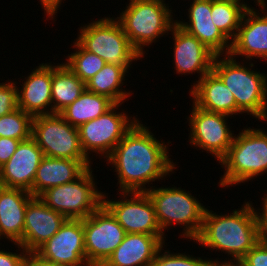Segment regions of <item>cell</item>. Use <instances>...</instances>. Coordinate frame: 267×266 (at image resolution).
Wrapping results in <instances>:
<instances>
[{"label": "cell", "mask_w": 267, "mask_h": 266, "mask_svg": "<svg viewBox=\"0 0 267 266\" xmlns=\"http://www.w3.org/2000/svg\"><path fill=\"white\" fill-rule=\"evenodd\" d=\"M167 143L157 140L139 120L134 124L106 158L115 168L119 192H146L149 184L174 173Z\"/></svg>", "instance_id": "1"}, {"label": "cell", "mask_w": 267, "mask_h": 266, "mask_svg": "<svg viewBox=\"0 0 267 266\" xmlns=\"http://www.w3.org/2000/svg\"><path fill=\"white\" fill-rule=\"evenodd\" d=\"M244 203L223 215L206 208L201 231L193 241L212 251L228 253L231 258L223 263H238L259 242L255 208L250 200Z\"/></svg>", "instance_id": "2"}, {"label": "cell", "mask_w": 267, "mask_h": 266, "mask_svg": "<svg viewBox=\"0 0 267 266\" xmlns=\"http://www.w3.org/2000/svg\"><path fill=\"white\" fill-rule=\"evenodd\" d=\"M223 56L215 55L212 71L232 92L237 108L256 120L267 121V74L252 70L254 63Z\"/></svg>", "instance_id": "3"}, {"label": "cell", "mask_w": 267, "mask_h": 266, "mask_svg": "<svg viewBox=\"0 0 267 266\" xmlns=\"http://www.w3.org/2000/svg\"><path fill=\"white\" fill-rule=\"evenodd\" d=\"M266 131L244 127L237 136L235 134L227 154L219 161L225 170L218 186H236L267 173Z\"/></svg>", "instance_id": "4"}, {"label": "cell", "mask_w": 267, "mask_h": 266, "mask_svg": "<svg viewBox=\"0 0 267 266\" xmlns=\"http://www.w3.org/2000/svg\"><path fill=\"white\" fill-rule=\"evenodd\" d=\"M168 5L162 0H129L125 10L116 18L142 57L146 53L144 46L157 42V38L164 37L165 33L171 34L169 31L176 20Z\"/></svg>", "instance_id": "5"}, {"label": "cell", "mask_w": 267, "mask_h": 266, "mask_svg": "<svg viewBox=\"0 0 267 266\" xmlns=\"http://www.w3.org/2000/svg\"><path fill=\"white\" fill-rule=\"evenodd\" d=\"M181 187L150 186L146 193L153 202L157 223L165 234L169 226L183 225L180 236L194 240L200 233L206 207ZM169 228V229H168Z\"/></svg>", "instance_id": "6"}, {"label": "cell", "mask_w": 267, "mask_h": 266, "mask_svg": "<svg viewBox=\"0 0 267 266\" xmlns=\"http://www.w3.org/2000/svg\"><path fill=\"white\" fill-rule=\"evenodd\" d=\"M76 41L106 63L122 66L127 72L134 61L144 57L132 46L116 18H99L79 28Z\"/></svg>", "instance_id": "7"}, {"label": "cell", "mask_w": 267, "mask_h": 266, "mask_svg": "<svg viewBox=\"0 0 267 266\" xmlns=\"http://www.w3.org/2000/svg\"><path fill=\"white\" fill-rule=\"evenodd\" d=\"M92 167L75 181L47 189L38 197L52 210L67 219H84L103 204V193L97 189Z\"/></svg>", "instance_id": "8"}, {"label": "cell", "mask_w": 267, "mask_h": 266, "mask_svg": "<svg viewBox=\"0 0 267 266\" xmlns=\"http://www.w3.org/2000/svg\"><path fill=\"white\" fill-rule=\"evenodd\" d=\"M31 137L46 157L92 160L82 150L78 128L59 113L33 117Z\"/></svg>", "instance_id": "9"}, {"label": "cell", "mask_w": 267, "mask_h": 266, "mask_svg": "<svg viewBox=\"0 0 267 266\" xmlns=\"http://www.w3.org/2000/svg\"><path fill=\"white\" fill-rule=\"evenodd\" d=\"M121 105L122 103H115L104 114L78 128L82 150L89 159H91L90 152H95L103 156L102 158H107L138 121L134 116L133 118L132 116L129 117L124 110L123 112H117Z\"/></svg>", "instance_id": "10"}, {"label": "cell", "mask_w": 267, "mask_h": 266, "mask_svg": "<svg viewBox=\"0 0 267 266\" xmlns=\"http://www.w3.org/2000/svg\"><path fill=\"white\" fill-rule=\"evenodd\" d=\"M119 194L122 200L113 201V198L107 199V193H103V205L116 218L125 232L155 235L165 243L167 235L162 233L157 223L155 208L148 194L146 192H121Z\"/></svg>", "instance_id": "11"}, {"label": "cell", "mask_w": 267, "mask_h": 266, "mask_svg": "<svg viewBox=\"0 0 267 266\" xmlns=\"http://www.w3.org/2000/svg\"><path fill=\"white\" fill-rule=\"evenodd\" d=\"M190 112L187 117L191 130L190 146L212 154L219 162L227 154L235 136L227 122L230 116L203 110L194 103Z\"/></svg>", "instance_id": "12"}, {"label": "cell", "mask_w": 267, "mask_h": 266, "mask_svg": "<svg viewBox=\"0 0 267 266\" xmlns=\"http://www.w3.org/2000/svg\"><path fill=\"white\" fill-rule=\"evenodd\" d=\"M82 220L87 263L101 266L121 244L126 232L103 204Z\"/></svg>", "instance_id": "13"}, {"label": "cell", "mask_w": 267, "mask_h": 266, "mask_svg": "<svg viewBox=\"0 0 267 266\" xmlns=\"http://www.w3.org/2000/svg\"><path fill=\"white\" fill-rule=\"evenodd\" d=\"M42 258L65 266H89L82 219H67L58 232L35 251Z\"/></svg>", "instance_id": "14"}, {"label": "cell", "mask_w": 267, "mask_h": 266, "mask_svg": "<svg viewBox=\"0 0 267 266\" xmlns=\"http://www.w3.org/2000/svg\"><path fill=\"white\" fill-rule=\"evenodd\" d=\"M267 0L256 4L257 8L250 7L243 15L235 38L231 41L229 55L235 59L241 56L245 60L252 57L267 60ZM262 12V13H261Z\"/></svg>", "instance_id": "15"}, {"label": "cell", "mask_w": 267, "mask_h": 266, "mask_svg": "<svg viewBox=\"0 0 267 266\" xmlns=\"http://www.w3.org/2000/svg\"><path fill=\"white\" fill-rule=\"evenodd\" d=\"M67 218L46 206L39 197L27 205L22 240L18 243L27 252H35L52 238Z\"/></svg>", "instance_id": "16"}, {"label": "cell", "mask_w": 267, "mask_h": 266, "mask_svg": "<svg viewBox=\"0 0 267 266\" xmlns=\"http://www.w3.org/2000/svg\"><path fill=\"white\" fill-rule=\"evenodd\" d=\"M174 40V66L177 74H199L200 80L212 70L215 54L198 38L189 34L176 23L171 28Z\"/></svg>", "instance_id": "17"}, {"label": "cell", "mask_w": 267, "mask_h": 266, "mask_svg": "<svg viewBox=\"0 0 267 266\" xmlns=\"http://www.w3.org/2000/svg\"><path fill=\"white\" fill-rule=\"evenodd\" d=\"M43 157L42 150L32 137L20 141L11 158L0 167V185L30 192Z\"/></svg>", "instance_id": "18"}, {"label": "cell", "mask_w": 267, "mask_h": 266, "mask_svg": "<svg viewBox=\"0 0 267 266\" xmlns=\"http://www.w3.org/2000/svg\"><path fill=\"white\" fill-rule=\"evenodd\" d=\"M192 1L190 8L186 9L189 20H176V24L198 38L215 55H229L231 41L212 22L211 0Z\"/></svg>", "instance_id": "19"}, {"label": "cell", "mask_w": 267, "mask_h": 266, "mask_svg": "<svg viewBox=\"0 0 267 266\" xmlns=\"http://www.w3.org/2000/svg\"><path fill=\"white\" fill-rule=\"evenodd\" d=\"M26 79V80H25ZM17 86L18 108L32 117L52 114V64L41 63Z\"/></svg>", "instance_id": "20"}, {"label": "cell", "mask_w": 267, "mask_h": 266, "mask_svg": "<svg viewBox=\"0 0 267 266\" xmlns=\"http://www.w3.org/2000/svg\"><path fill=\"white\" fill-rule=\"evenodd\" d=\"M191 86L190 97L197 107L231 117L243 114L237 108L232 92L212 70Z\"/></svg>", "instance_id": "21"}, {"label": "cell", "mask_w": 267, "mask_h": 266, "mask_svg": "<svg viewBox=\"0 0 267 266\" xmlns=\"http://www.w3.org/2000/svg\"><path fill=\"white\" fill-rule=\"evenodd\" d=\"M164 242L155 235L126 233L121 244L101 266H153Z\"/></svg>", "instance_id": "22"}, {"label": "cell", "mask_w": 267, "mask_h": 266, "mask_svg": "<svg viewBox=\"0 0 267 266\" xmlns=\"http://www.w3.org/2000/svg\"><path fill=\"white\" fill-rule=\"evenodd\" d=\"M91 164V160L44 156L38 166L30 193L33 197H38L49 188L73 182L90 168Z\"/></svg>", "instance_id": "23"}, {"label": "cell", "mask_w": 267, "mask_h": 266, "mask_svg": "<svg viewBox=\"0 0 267 266\" xmlns=\"http://www.w3.org/2000/svg\"><path fill=\"white\" fill-rule=\"evenodd\" d=\"M33 195L23 189L0 186V240L19 243L23 237L25 212Z\"/></svg>", "instance_id": "24"}, {"label": "cell", "mask_w": 267, "mask_h": 266, "mask_svg": "<svg viewBox=\"0 0 267 266\" xmlns=\"http://www.w3.org/2000/svg\"><path fill=\"white\" fill-rule=\"evenodd\" d=\"M86 89V84L65 63L52 65V114L60 113Z\"/></svg>", "instance_id": "25"}, {"label": "cell", "mask_w": 267, "mask_h": 266, "mask_svg": "<svg viewBox=\"0 0 267 266\" xmlns=\"http://www.w3.org/2000/svg\"><path fill=\"white\" fill-rule=\"evenodd\" d=\"M115 103L108 97L87 89L72 104L59 114L73 127L79 128L86 122L98 118Z\"/></svg>", "instance_id": "26"}, {"label": "cell", "mask_w": 267, "mask_h": 266, "mask_svg": "<svg viewBox=\"0 0 267 266\" xmlns=\"http://www.w3.org/2000/svg\"><path fill=\"white\" fill-rule=\"evenodd\" d=\"M126 73L122 66L106 63L87 83L86 89L96 94L104 95L114 103H124L131 96L132 91L122 89ZM121 87V88H120ZM125 100V101H124Z\"/></svg>", "instance_id": "27"}, {"label": "cell", "mask_w": 267, "mask_h": 266, "mask_svg": "<svg viewBox=\"0 0 267 266\" xmlns=\"http://www.w3.org/2000/svg\"><path fill=\"white\" fill-rule=\"evenodd\" d=\"M249 4H241L229 0H211L212 22L232 41L241 24Z\"/></svg>", "instance_id": "28"}, {"label": "cell", "mask_w": 267, "mask_h": 266, "mask_svg": "<svg viewBox=\"0 0 267 266\" xmlns=\"http://www.w3.org/2000/svg\"><path fill=\"white\" fill-rule=\"evenodd\" d=\"M72 45L75 52L68 54L64 62L65 65L78 76L85 84L106 64V62L96 54L85 50L76 40Z\"/></svg>", "instance_id": "29"}, {"label": "cell", "mask_w": 267, "mask_h": 266, "mask_svg": "<svg viewBox=\"0 0 267 266\" xmlns=\"http://www.w3.org/2000/svg\"><path fill=\"white\" fill-rule=\"evenodd\" d=\"M33 117L20 108L0 117V137L24 141L31 137Z\"/></svg>", "instance_id": "30"}, {"label": "cell", "mask_w": 267, "mask_h": 266, "mask_svg": "<svg viewBox=\"0 0 267 266\" xmlns=\"http://www.w3.org/2000/svg\"><path fill=\"white\" fill-rule=\"evenodd\" d=\"M163 248H165V244L157 252L153 266H214L223 264V260L219 261V258L207 260L206 258L202 259V257L186 255L185 252L171 253L169 250L164 251Z\"/></svg>", "instance_id": "31"}, {"label": "cell", "mask_w": 267, "mask_h": 266, "mask_svg": "<svg viewBox=\"0 0 267 266\" xmlns=\"http://www.w3.org/2000/svg\"><path fill=\"white\" fill-rule=\"evenodd\" d=\"M17 82L6 80L0 83V117L18 108Z\"/></svg>", "instance_id": "32"}, {"label": "cell", "mask_w": 267, "mask_h": 266, "mask_svg": "<svg viewBox=\"0 0 267 266\" xmlns=\"http://www.w3.org/2000/svg\"><path fill=\"white\" fill-rule=\"evenodd\" d=\"M238 264L241 266H267V247L258 242Z\"/></svg>", "instance_id": "33"}, {"label": "cell", "mask_w": 267, "mask_h": 266, "mask_svg": "<svg viewBox=\"0 0 267 266\" xmlns=\"http://www.w3.org/2000/svg\"><path fill=\"white\" fill-rule=\"evenodd\" d=\"M261 201L262 208L257 210L255 208L258 222L259 243L267 247V193L263 196Z\"/></svg>", "instance_id": "34"}, {"label": "cell", "mask_w": 267, "mask_h": 266, "mask_svg": "<svg viewBox=\"0 0 267 266\" xmlns=\"http://www.w3.org/2000/svg\"><path fill=\"white\" fill-rule=\"evenodd\" d=\"M14 245H17L16 247H18V251H22L17 253L16 250V253H12L3 249L0 250V266H22L27 251L24 250L18 243H14Z\"/></svg>", "instance_id": "35"}, {"label": "cell", "mask_w": 267, "mask_h": 266, "mask_svg": "<svg viewBox=\"0 0 267 266\" xmlns=\"http://www.w3.org/2000/svg\"><path fill=\"white\" fill-rule=\"evenodd\" d=\"M19 143L17 139L0 137V167L11 158Z\"/></svg>", "instance_id": "36"}, {"label": "cell", "mask_w": 267, "mask_h": 266, "mask_svg": "<svg viewBox=\"0 0 267 266\" xmlns=\"http://www.w3.org/2000/svg\"><path fill=\"white\" fill-rule=\"evenodd\" d=\"M22 266H65L48 261L38 255L36 252H27Z\"/></svg>", "instance_id": "37"}, {"label": "cell", "mask_w": 267, "mask_h": 266, "mask_svg": "<svg viewBox=\"0 0 267 266\" xmlns=\"http://www.w3.org/2000/svg\"><path fill=\"white\" fill-rule=\"evenodd\" d=\"M65 1V0H64ZM62 0H40L41 2V6L44 10V14L47 15V18H50V20L55 19L57 15L56 13H58L57 11L59 10L58 8L61 7L60 5L62 4V2H64Z\"/></svg>", "instance_id": "38"}, {"label": "cell", "mask_w": 267, "mask_h": 266, "mask_svg": "<svg viewBox=\"0 0 267 266\" xmlns=\"http://www.w3.org/2000/svg\"><path fill=\"white\" fill-rule=\"evenodd\" d=\"M221 266H241V265H239L238 263L226 262V263L221 264Z\"/></svg>", "instance_id": "39"}, {"label": "cell", "mask_w": 267, "mask_h": 266, "mask_svg": "<svg viewBox=\"0 0 267 266\" xmlns=\"http://www.w3.org/2000/svg\"><path fill=\"white\" fill-rule=\"evenodd\" d=\"M229 1H234V2H237V3H241V4H248V3H246V2H243L244 0H242V2H241V0H229ZM260 1L261 0H254V2H255V4L257 3H260Z\"/></svg>", "instance_id": "40"}]
</instances>
